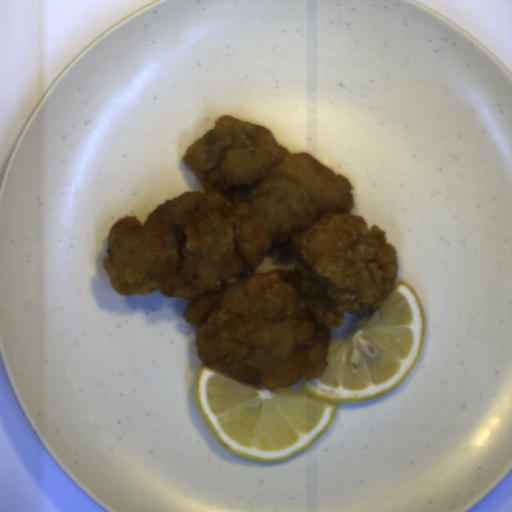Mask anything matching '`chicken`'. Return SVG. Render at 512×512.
I'll return each instance as SVG.
<instances>
[{
  "mask_svg": "<svg viewBox=\"0 0 512 512\" xmlns=\"http://www.w3.org/2000/svg\"><path fill=\"white\" fill-rule=\"evenodd\" d=\"M204 186L121 216L102 258L123 296L187 300L201 363L274 391L326 371L331 330L379 310L399 264L381 227L351 214L350 179L266 126L222 116L182 157ZM295 270L255 272L266 252Z\"/></svg>",
  "mask_w": 512,
  "mask_h": 512,
  "instance_id": "chicken-1",
  "label": "chicken"
}]
</instances>
